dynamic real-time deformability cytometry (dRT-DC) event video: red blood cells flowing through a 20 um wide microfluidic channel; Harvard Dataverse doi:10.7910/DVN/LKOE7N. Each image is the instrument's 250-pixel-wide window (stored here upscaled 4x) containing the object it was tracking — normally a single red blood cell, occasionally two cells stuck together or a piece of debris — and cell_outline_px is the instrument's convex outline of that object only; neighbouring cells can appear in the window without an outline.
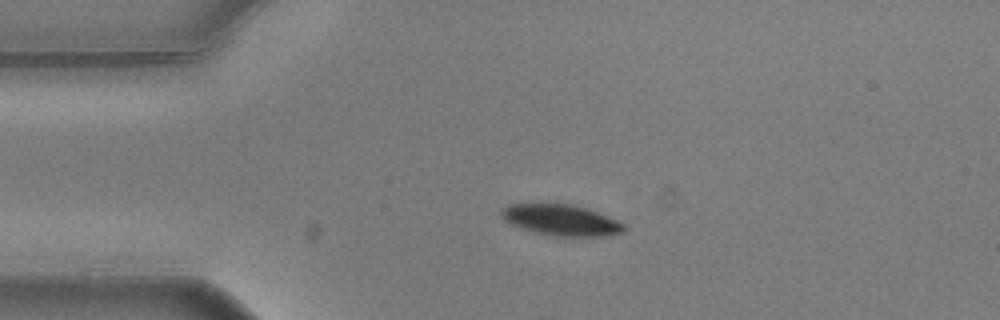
{"species": "common noctule bat (a hibernating species)", "species_latin": "Nyctalus noctula", "temperature_condition": "warm", "stored_images_in_passage": 45, "camera_frame_rate_fps": 3000, "um_per_image_px": 0.085, "animal": {"sex": "male", "body_mass_g": 20.5, "forearm_length_mm": 52.5}, "frame": {"image": 1, "passage_image": 1, "time_ms": 0.0, "image_size_px": [1000, 320], "cell_outline_px": [[624, 232], [604, 236], [552, 236], [520, 228], [504, 220], [500, 216], [500, 208], [508, 204], [572, 204], [588, 208], [608, 216], [624, 224]], "centroid_in_image_um": [47.66, 18.7], "position_along_channel_um": 37.3, "area_um2": 22.2}}
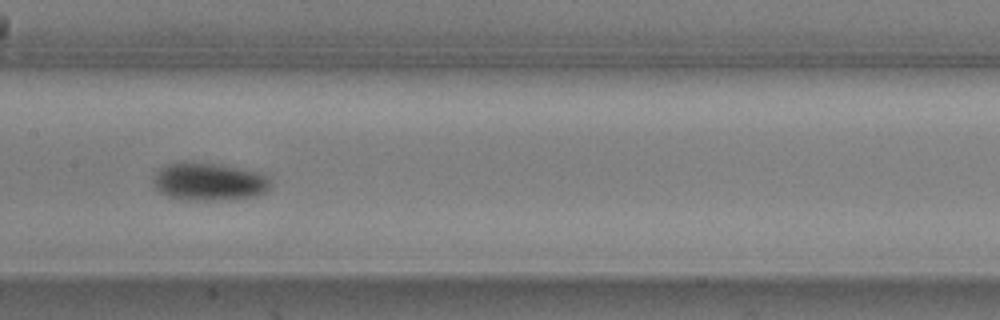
{"frame": {"image": 2, "passage_image": 16, "time_ms": 5.0, "image_size_px": [1000, 320], "cell_outline_px": [[272, 184], [264, 192], [256, 196], [232, 200], [184, 200], [168, 196], [160, 192], [152, 184], [152, 176], [164, 164], [176, 160], [192, 160], [220, 164], [260, 172], [268, 176], [272, 180]], "centroid_in_image_um": [17.73, 15.41], "position_along_channel_um": 189.7, "area_um2": 26.93}}
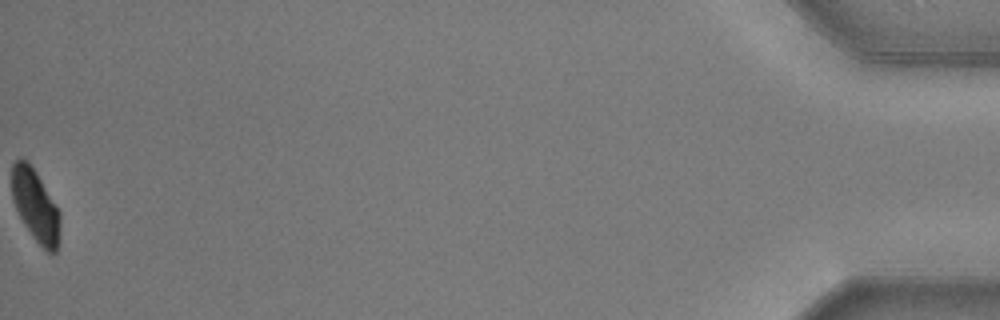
{"frame": {"image": 3, "passage_image": 45, "time_ms": 14.667, "image_size_px": [1000, 320], "cell_outline_px": [[60, 228], [56, 252], [52, 256], [32, 236], [24, 224], [12, 200], [12, 164], [16, 160], [28, 160], [36, 172], [60, 212]], "centroid_in_image_um": [3.02, 17.49], "position_along_channel_um": 432.2, "area_um2": 20.06}, "authors_computed_cell_mechanics": {"area_um2": 24.854, "velocity_mm_per_s": 3.5987, "shape_relaxation_time_tau1_ms": 1.9477, "shape_relaxation_time_tau2_ms": null, "deformation_change_tau1": 0.1046, "deformation_change_tau2": null}}